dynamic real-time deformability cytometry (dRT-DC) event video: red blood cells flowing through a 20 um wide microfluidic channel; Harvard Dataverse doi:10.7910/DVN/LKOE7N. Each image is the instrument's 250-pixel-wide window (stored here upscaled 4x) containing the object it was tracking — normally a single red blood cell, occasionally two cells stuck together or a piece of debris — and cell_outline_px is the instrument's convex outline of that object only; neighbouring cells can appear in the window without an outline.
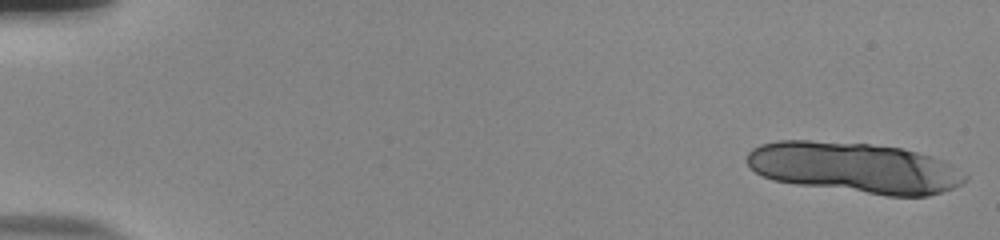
{"species": "human", "species_latin": "Homo sapiens", "temperature_condition": "room temperature", "stored_images_in_passage": 17, "camera_frame_rate_fps": 3000, "um_per_image_px": 0.085, "donor": {"sex": "male"}, "frame": {"image": 1, "passage_image": 1, "time_ms": 0.0, "image_size_px": [1000, 240], "cell_outline_px": [[968, 176], [960, 184], [952, 188], [928, 196], [888, 196], [796, 184], [772, 180], [756, 172], [748, 164], [748, 152], [752, 148], [760, 144], [776, 140], [808, 140], [868, 144], [900, 148], [916, 152], [940, 160]], "centroid_in_image_um": [72.57, 14.25], "position_along_channel_um": 12.4, "area_um2": 63.75}}